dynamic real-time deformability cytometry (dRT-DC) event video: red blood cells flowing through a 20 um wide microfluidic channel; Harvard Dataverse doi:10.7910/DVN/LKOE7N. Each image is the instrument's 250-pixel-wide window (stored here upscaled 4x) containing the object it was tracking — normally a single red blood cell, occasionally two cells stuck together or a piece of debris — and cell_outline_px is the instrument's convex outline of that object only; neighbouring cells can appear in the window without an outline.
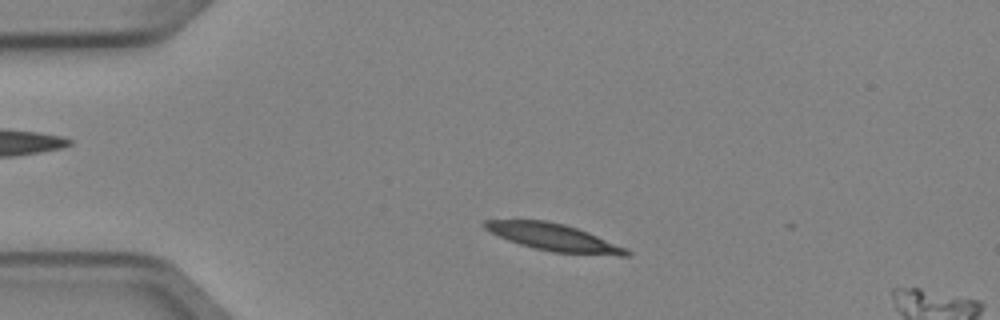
{"species": "Egyptian fruit bat (a non-hibernating species)", "species_latin": "Rousettus aegyptiacus", "temperature_condition": "cold", "stored_images_in_passage": 4, "segment_of_instrument_passage": [1, 2], "camera_frame_rate_fps": 3000, "um_per_image_px": 0.085, "animal": {"sex": "female"}, "frame": {"image": 1, "passage_image": 2, "time_ms": 0.333, "image_size_px": [1000, 320], "cell_outline_px": [[632, 256], [620, 256], [552, 252], [520, 244], [508, 240], [484, 228], [480, 224], [484, 220], [544, 220], [564, 224], [588, 232], [628, 248], [632, 252]], "centroid_in_image_um": [47.13, 20.18], "position_along_channel_um": 37.9, "area_um2": 22.43}}